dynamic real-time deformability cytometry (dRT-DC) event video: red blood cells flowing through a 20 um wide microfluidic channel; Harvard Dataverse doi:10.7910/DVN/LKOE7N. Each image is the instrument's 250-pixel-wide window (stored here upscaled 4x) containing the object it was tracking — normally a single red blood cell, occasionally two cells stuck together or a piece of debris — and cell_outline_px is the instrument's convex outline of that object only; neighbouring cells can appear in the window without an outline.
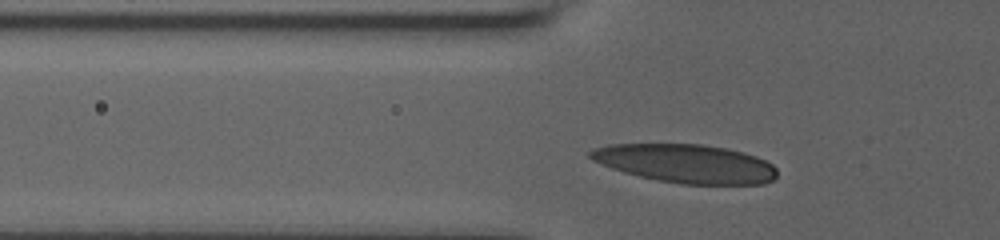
{"species": "human", "species_latin": "Homo sapiens", "temperature_condition": "room temperature", "stored_images_in_passage": 10, "camera_frame_rate_fps": 3000, "um_per_image_px": 0.085, "donor": {"sex": "male"}, "frame": {"image": 1, "passage_image": 3, "time_ms": 0.667, "image_size_px": [1000, 240], "cell_outline_px": [[776, 176], [772, 180], [764, 184], [680, 184], [656, 180], [624, 172], [612, 168], [592, 160], [588, 156], [588, 152], [596, 148], [608, 144], [704, 144], [728, 148], [744, 152], [756, 156], [772, 164], [776, 168]], "centroid_in_image_um": [58.31, 13.9], "position_along_channel_um": 67.5, "area_um2": 42.08}}
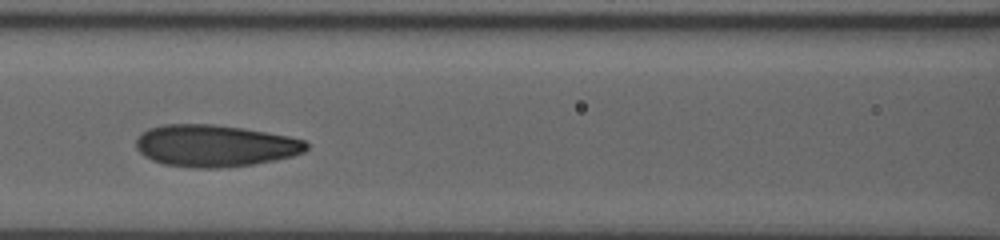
{"frame": {"image": 2, "passage_image": 8, "time_ms": 3.0, "image_size_px": [1000, 240], "cell_outline_px": [[308, 148], [304, 152], [292, 156], [252, 164], [220, 168], [196, 168], [164, 164], [152, 160], [144, 156], [136, 148], [136, 140], [148, 128], [164, 124], [212, 124], [244, 128], [288, 136], [304, 140], [308, 144]], "centroid_in_image_um": [18.26, 12.38], "position_along_channel_um": 148.3, "area_um2": 41.44}}
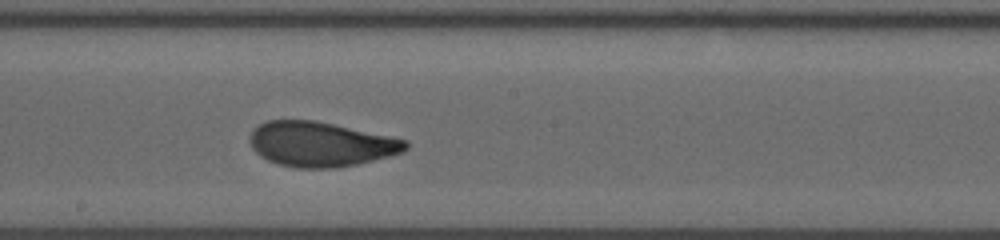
{"frame": {"image": 3, "passage_image": 10, "time_ms": 5.0, "image_size_px": [1000, 240], "cell_outline_px": [[408, 148], [404, 152], [356, 164], [336, 168], [296, 168], [280, 164], [268, 160], [260, 156], [252, 148], [248, 136], [260, 124], [268, 120], [316, 120], [408, 140]], "centroid_in_image_um": [27.26, 12.25], "position_along_channel_um": 220.9, "area_um2": 40.58}}